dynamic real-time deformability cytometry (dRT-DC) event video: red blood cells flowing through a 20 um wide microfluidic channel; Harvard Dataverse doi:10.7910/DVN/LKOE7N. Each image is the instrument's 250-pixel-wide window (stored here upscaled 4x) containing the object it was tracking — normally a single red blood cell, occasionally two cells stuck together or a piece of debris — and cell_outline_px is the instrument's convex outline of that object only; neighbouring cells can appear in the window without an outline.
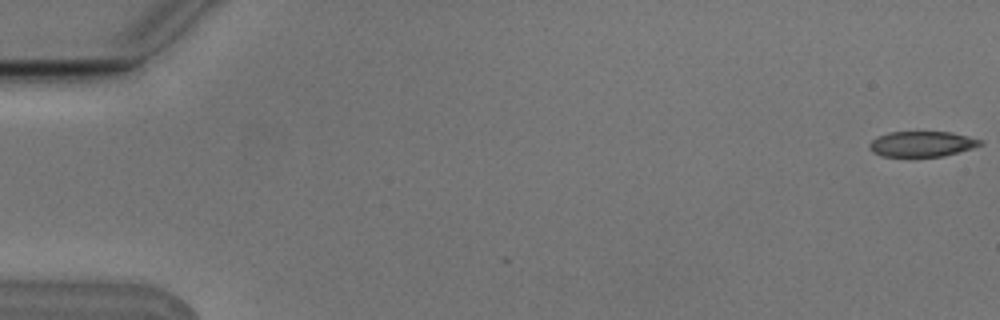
{"species": "Egyptian fruit bat (a non-hibernating species)", "species_latin": "Rousettus aegyptiacus", "temperature_condition": "cold", "stored_images_in_passage": 6, "camera_frame_rate_fps": 3000, "um_per_image_px": 0.085, "animal": {"sex": "male"}, "frame": {"image": 1, "passage_image": 1, "time_ms": 0.0, "image_size_px": [1000, 320], "cell_outline_px": [[984, 144], [972, 148], [944, 156], [884, 156], [872, 152], [868, 148], [868, 144], [876, 136], [888, 132], [952, 132], [968, 136], [980, 140]], "centroid_in_image_um": [78.33, 12.23], "position_along_channel_um": 6.7, "area_um2": 16.42}}
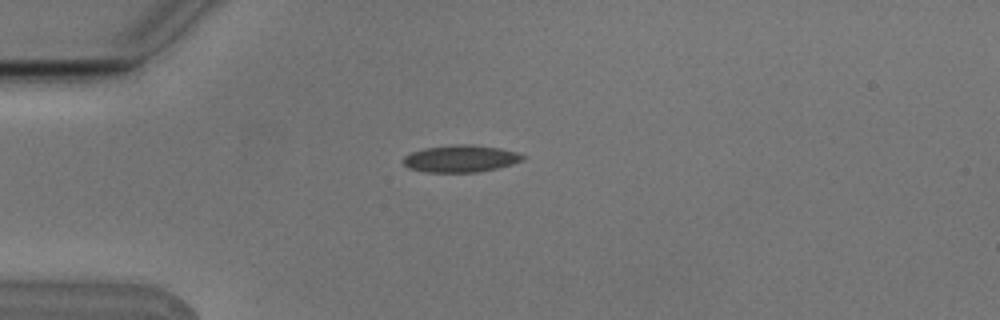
{"frame": {"image": 2, "passage_image": 5, "time_ms": 1.333, "image_size_px": [1000, 320], "cell_outline_px": [[524, 160], [512, 164], [496, 168], [476, 172], [428, 172], [408, 168], [400, 160], [404, 156], [412, 152], [424, 148], [456, 144], [472, 144], [500, 148], [516, 152], [524, 156]], "centroid_in_image_um": [39.13, 13.48], "position_along_channel_um": 45.9, "area_um2": 18.84}}